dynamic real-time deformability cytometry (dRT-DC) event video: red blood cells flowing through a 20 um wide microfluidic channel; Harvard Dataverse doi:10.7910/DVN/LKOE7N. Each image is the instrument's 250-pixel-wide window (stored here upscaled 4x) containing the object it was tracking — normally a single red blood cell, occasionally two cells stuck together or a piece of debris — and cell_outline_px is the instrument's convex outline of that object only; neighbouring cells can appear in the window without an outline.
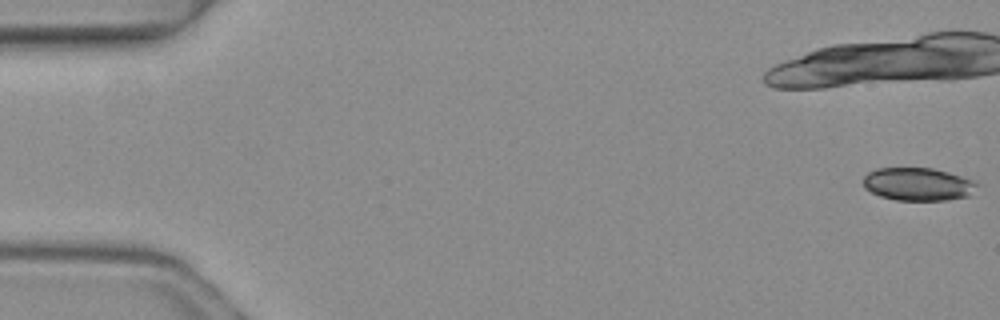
{"species": "common noctule bat (a hibernating species)", "species_latin": "Nyctalus noctula", "temperature_condition": "warm", "stored_images_in_passage": 6, "camera_frame_rate_fps": 3000, "um_per_image_px": 0.085, "animal": {"sex": "female", "body_mass_g": 19.3, "forearm_length_mm": 54.1}, "frame": {"image": 1, "passage_image": 1, "time_ms": 0.0, "image_size_px": [1000, 320], "cell_outline_px": [[980, 184], [968, 196], [948, 200], [896, 200], [880, 196], [864, 188], [864, 176], [868, 172], [876, 168], [932, 168], [948, 172], [976, 180]], "centroid_in_image_um": [78.05, 15.65], "position_along_channel_um": 6.9, "area_um2": 21.96}}
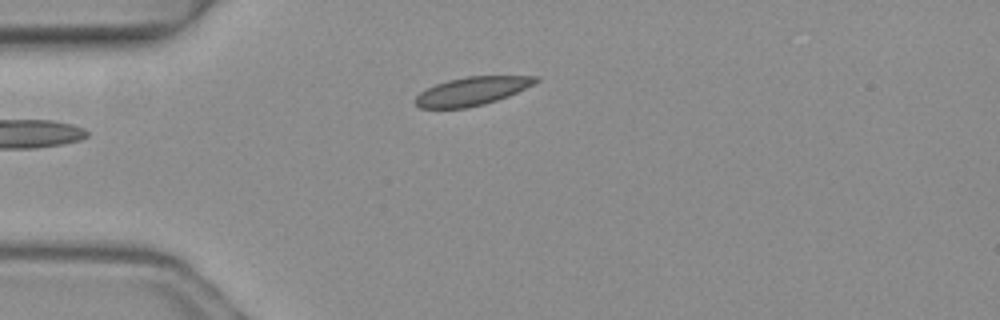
{"frame": {"image": 2, "passage_image": 6, "time_ms": 1.667, "image_size_px": [1000, 320], "cell_outline_px": [[540, 80], [508, 96], [484, 104], [468, 108], [420, 108], [412, 100], [420, 92], [436, 84], [448, 80], [468, 76], [540, 76]], "centroid_in_image_um": [40.09, 7.75], "position_along_channel_um": 44.9, "area_um2": 19.77}}